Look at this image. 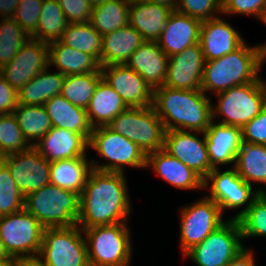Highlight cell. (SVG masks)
Segmentation results:
<instances>
[{
    "label": "cell",
    "instance_id": "6da1fadb",
    "mask_svg": "<svg viewBox=\"0 0 266 266\" xmlns=\"http://www.w3.org/2000/svg\"><path fill=\"white\" fill-rule=\"evenodd\" d=\"M125 173L92 169L80 194L77 225L94 226L128 223L131 202Z\"/></svg>",
    "mask_w": 266,
    "mask_h": 266
},
{
    "label": "cell",
    "instance_id": "7a4b0ae2",
    "mask_svg": "<svg viewBox=\"0 0 266 266\" xmlns=\"http://www.w3.org/2000/svg\"><path fill=\"white\" fill-rule=\"evenodd\" d=\"M153 107L165 131L183 130L200 134L212 120V102L201 89L180 90L166 86L154 89Z\"/></svg>",
    "mask_w": 266,
    "mask_h": 266
},
{
    "label": "cell",
    "instance_id": "3957f363",
    "mask_svg": "<svg viewBox=\"0 0 266 266\" xmlns=\"http://www.w3.org/2000/svg\"><path fill=\"white\" fill-rule=\"evenodd\" d=\"M263 65L262 44L248 46L244 42L221 58L205 61L201 90L216 95L234 86L257 82Z\"/></svg>",
    "mask_w": 266,
    "mask_h": 266
},
{
    "label": "cell",
    "instance_id": "277c9868",
    "mask_svg": "<svg viewBox=\"0 0 266 266\" xmlns=\"http://www.w3.org/2000/svg\"><path fill=\"white\" fill-rule=\"evenodd\" d=\"M80 195L49 183L24 197V209L45 228L77 225Z\"/></svg>",
    "mask_w": 266,
    "mask_h": 266
},
{
    "label": "cell",
    "instance_id": "5b68a950",
    "mask_svg": "<svg viewBox=\"0 0 266 266\" xmlns=\"http://www.w3.org/2000/svg\"><path fill=\"white\" fill-rule=\"evenodd\" d=\"M216 96L218 102L212 104V120L221 116L217 123L242 128L266 106V81L260 77L257 82L234 86Z\"/></svg>",
    "mask_w": 266,
    "mask_h": 266
},
{
    "label": "cell",
    "instance_id": "8992f818",
    "mask_svg": "<svg viewBox=\"0 0 266 266\" xmlns=\"http://www.w3.org/2000/svg\"><path fill=\"white\" fill-rule=\"evenodd\" d=\"M90 266H129L131 233L127 223L83 229Z\"/></svg>",
    "mask_w": 266,
    "mask_h": 266
},
{
    "label": "cell",
    "instance_id": "52a82bcc",
    "mask_svg": "<svg viewBox=\"0 0 266 266\" xmlns=\"http://www.w3.org/2000/svg\"><path fill=\"white\" fill-rule=\"evenodd\" d=\"M107 127L137 144L146 156L163 148L165 128L153 105L128 108Z\"/></svg>",
    "mask_w": 266,
    "mask_h": 266
},
{
    "label": "cell",
    "instance_id": "ba28073f",
    "mask_svg": "<svg viewBox=\"0 0 266 266\" xmlns=\"http://www.w3.org/2000/svg\"><path fill=\"white\" fill-rule=\"evenodd\" d=\"M88 147L107 160V163L99 164L91 159L92 169L124 173L125 166L146 168L147 156L139 146L107 126L93 128Z\"/></svg>",
    "mask_w": 266,
    "mask_h": 266
},
{
    "label": "cell",
    "instance_id": "9c48e42d",
    "mask_svg": "<svg viewBox=\"0 0 266 266\" xmlns=\"http://www.w3.org/2000/svg\"><path fill=\"white\" fill-rule=\"evenodd\" d=\"M37 258L46 266H90L83 230L78 225L45 228Z\"/></svg>",
    "mask_w": 266,
    "mask_h": 266
},
{
    "label": "cell",
    "instance_id": "30bf717a",
    "mask_svg": "<svg viewBox=\"0 0 266 266\" xmlns=\"http://www.w3.org/2000/svg\"><path fill=\"white\" fill-rule=\"evenodd\" d=\"M45 227L25 209L0 217V238L14 259L38 257Z\"/></svg>",
    "mask_w": 266,
    "mask_h": 266
},
{
    "label": "cell",
    "instance_id": "8fae6325",
    "mask_svg": "<svg viewBox=\"0 0 266 266\" xmlns=\"http://www.w3.org/2000/svg\"><path fill=\"white\" fill-rule=\"evenodd\" d=\"M237 219L229 218L184 256L197 266H227L245 248Z\"/></svg>",
    "mask_w": 266,
    "mask_h": 266
},
{
    "label": "cell",
    "instance_id": "7c38bea8",
    "mask_svg": "<svg viewBox=\"0 0 266 266\" xmlns=\"http://www.w3.org/2000/svg\"><path fill=\"white\" fill-rule=\"evenodd\" d=\"M219 169L214 168L204 179L203 187L210 188V195L206 197L217 203L222 213L226 209H238L245 205L241 211L231 217L237 219L251 206L253 199L259 193H266V189L260 186L253 190V186L246 183L234 167L223 172Z\"/></svg>",
    "mask_w": 266,
    "mask_h": 266
},
{
    "label": "cell",
    "instance_id": "4fadbf2b",
    "mask_svg": "<svg viewBox=\"0 0 266 266\" xmlns=\"http://www.w3.org/2000/svg\"><path fill=\"white\" fill-rule=\"evenodd\" d=\"M180 212L179 245L183 256L227 221L219 205L206 196L182 207Z\"/></svg>",
    "mask_w": 266,
    "mask_h": 266
},
{
    "label": "cell",
    "instance_id": "5bb4252c",
    "mask_svg": "<svg viewBox=\"0 0 266 266\" xmlns=\"http://www.w3.org/2000/svg\"><path fill=\"white\" fill-rule=\"evenodd\" d=\"M4 164L24 197L50 183V163L33 146L5 155Z\"/></svg>",
    "mask_w": 266,
    "mask_h": 266
},
{
    "label": "cell",
    "instance_id": "9a60e30c",
    "mask_svg": "<svg viewBox=\"0 0 266 266\" xmlns=\"http://www.w3.org/2000/svg\"><path fill=\"white\" fill-rule=\"evenodd\" d=\"M199 138L191 131H165L163 149L190 167L203 180L213 170L206 147V136Z\"/></svg>",
    "mask_w": 266,
    "mask_h": 266
},
{
    "label": "cell",
    "instance_id": "2e32d148",
    "mask_svg": "<svg viewBox=\"0 0 266 266\" xmlns=\"http://www.w3.org/2000/svg\"><path fill=\"white\" fill-rule=\"evenodd\" d=\"M49 44L30 38L0 74L17 91L49 66Z\"/></svg>",
    "mask_w": 266,
    "mask_h": 266
},
{
    "label": "cell",
    "instance_id": "e0dca14e",
    "mask_svg": "<svg viewBox=\"0 0 266 266\" xmlns=\"http://www.w3.org/2000/svg\"><path fill=\"white\" fill-rule=\"evenodd\" d=\"M102 78L110 85L129 107L153 105L154 90L126 64L100 67Z\"/></svg>",
    "mask_w": 266,
    "mask_h": 266
},
{
    "label": "cell",
    "instance_id": "ac0fdd59",
    "mask_svg": "<svg viewBox=\"0 0 266 266\" xmlns=\"http://www.w3.org/2000/svg\"><path fill=\"white\" fill-rule=\"evenodd\" d=\"M205 58L200 42L169 57L164 86L180 90H199Z\"/></svg>",
    "mask_w": 266,
    "mask_h": 266
},
{
    "label": "cell",
    "instance_id": "d6986e66",
    "mask_svg": "<svg viewBox=\"0 0 266 266\" xmlns=\"http://www.w3.org/2000/svg\"><path fill=\"white\" fill-rule=\"evenodd\" d=\"M244 42L239 32L220 16L202 21L200 45L205 61L221 58L235 51Z\"/></svg>",
    "mask_w": 266,
    "mask_h": 266
},
{
    "label": "cell",
    "instance_id": "ffe728a7",
    "mask_svg": "<svg viewBox=\"0 0 266 266\" xmlns=\"http://www.w3.org/2000/svg\"><path fill=\"white\" fill-rule=\"evenodd\" d=\"M202 21L173 10L162 30L158 46L170 57L200 42Z\"/></svg>",
    "mask_w": 266,
    "mask_h": 266
},
{
    "label": "cell",
    "instance_id": "44dd1931",
    "mask_svg": "<svg viewBox=\"0 0 266 266\" xmlns=\"http://www.w3.org/2000/svg\"><path fill=\"white\" fill-rule=\"evenodd\" d=\"M206 147L211 167L232 164L235 166L238 151L242 145V129L212 121L206 131Z\"/></svg>",
    "mask_w": 266,
    "mask_h": 266
},
{
    "label": "cell",
    "instance_id": "7402d4cb",
    "mask_svg": "<svg viewBox=\"0 0 266 266\" xmlns=\"http://www.w3.org/2000/svg\"><path fill=\"white\" fill-rule=\"evenodd\" d=\"M89 141L79 133L52 127L33 147L49 163L86 155Z\"/></svg>",
    "mask_w": 266,
    "mask_h": 266
},
{
    "label": "cell",
    "instance_id": "603a6c76",
    "mask_svg": "<svg viewBox=\"0 0 266 266\" xmlns=\"http://www.w3.org/2000/svg\"><path fill=\"white\" fill-rule=\"evenodd\" d=\"M146 168H152L155 174L177 189H204V180L163 148L147 155Z\"/></svg>",
    "mask_w": 266,
    "mask_h": 266
},
{
    "label": "cell",
    "instance_id": "cb8c5ba5",
    "mask_svg": "<svg viewBox=\"0 0 266 266\" xmlns=\"http://www.w3.org/2000/svg\"><path fill=\"white\" fill-rule=\"evenodd\" d=\"M169 57L157 42L144 43L131 55L126 65L138 73L154 90L163 86L167 76Z\"/></svg>",
    "mask_w": 266,
    "mask_h": 266
},
{
    "label": "cell",
    "instance_id": "d4e9b609",
    "mask_svg": "<svg viewBox=\"0 0 266 266\" xmlns=\"http://www.w3.org/2000/svg\"><path fill=\"white\" fill-rule=\"evenodd\" d=\"M173 10L148 1L135 2L129 6V24L144 41L156 42Z\"/></svg>",
    "mask_w": 266,
    "mask_h": 266
},
{
    "label": "cell",
    "instance_id": "484cf974",
    "mask_svg": "<svg viewBox=\"0 0 266 266\" xmlns=\"http://www.w3.org/2000/svg\"><path fill=\"white\" fill-rule=\"evenodd\" d=\"M52 127L63 128L82 134L88 141L93 132L86 109L71 104L62 95L54 96L44 103Z\"/></svg>",
    "mask_w": 266,
    "mask_h": 266
},
{
    "label": "cell",
    "instance_id": "4316f807",
    "mask_svg": "<svg viewBox=\"0 0 266 266\" xmlns=\"http://www.w3.org/2000/svg\"><path fill=\"white\" fill-rule=\"evenodd\" d=\"M143 43L141 34L130 24L102 36V66L126 64Z\"/></svg>",
    "mask_w": 266,
    "mask_h": 266
},
{
    "label": "cell",
    "instance_id": "83f0119b",
    "mask_svg": "<svg viewBox=\"0 0 266 266\" xmlns=\"http://www.w3.org/2000/svg\"><path fill=\"white\" fill-rule=\"evenodd\" d=\"M49 67L55 66L65 76L101 72L99 62L90 54L73 49L60 41L49 44Z\"/></svg>",
    "mask_w": 266,
    "mask_h": 266
},
{
    "label": "cell",
    "instance_id": "f1b7e54d",
    "mask_svg": "<svg viewBox=\"0 0 266 266\" xmlns=\"http://www.w3.org/2000/svg\"><path fill=\"white\" fill-rule=\"evenodd\" d=\"M129 107L120 95L102 78L86 108L93 128L107 126L117 115Z\"/></svg>",
    "mask_w": 266,
    "mask_h": 266
},
{
    "label": "cell",
    "instance_id": "f546056e",
    "mask_svg": "<svg viewBox=\"0 0 266 266\" xmlns=\"http://www.w3.org/2000/svg\"><path fill=\"white\" fill-rule=\"evenodd\" d=\"M91 170L87 156L54 161L50 163V183L80 195Z\"/></svg>",
    "mask_w": 266,
    "mask_h": 266
},
{
    "label": "cell",
    "instance_id": "4dcf8cb0",
    "mask_svg": "<svg viewBox=\"0 0 266 266\" xmlns=\"http://www.w3.org/2000/svg\"><path fill=\"white\" fill-rule=\"evenodd\" d=\"M64 79L65 75L59 71L50 73L48 66L18 91V103L44 105L47 100L60 95Z\"/></svg>",
    "mask_w": 266,
    "mask_h": 266
},
{
    "label": "cell",
    "instance_id": "1f68e13d",
    "mask_svg": "<svg viewBox=\"0 0 266 266\" xmlns=\"http://www.w3.org/2000/svg\"><path fill=\"white\" fill-rule=\"evenodd\" d=\"M234 168L249 185L266 184V145L242 142Z\"/></svg>",
    "mask_w": 266,
    "mask_h": 266
},
{
    "label": "cell",
    "instance_id": "d6a6232c",
    "mask_svg": "<svg viewBox=\"0 0 266 266\" xmlns=\"http://www.w3.org/2000/svg\"><path fill=\"white\" fill-rule=\"evenodd\" d=\"M129 6L126 0H106L92 7L90 23L104 36L129 24Z\"/></svg>",
    "mask_w": 266,
    "mask_h": 266
},
{
    "label": "cell",
    "instance_id": "836d02e7",
    "mask_svg": "<svg viewBox=\"0 0 266 266\" xmlns=\"http://www.w3.org/2000/svg\"><path fill=\"white\" fill-rule=\"evenodd\" d=\"M59 41L73 49L92 55L102 66V35L90 22L68 24Z\"/></svg>",
    "mask_w": 266,
    "mask_h": 266
},
{
    "label": "cell",
    "instance_id": "e575fe53",
    "mask_svg": "<svg viewBox=\"0 0 266 266\" xmlns=\"http://www.w3.org/2000/svg\"><path fill=\"white\" fill-rule=\"evenodd\" d=\"M13 114L17 118L24 137L31 146H34L52 128L44 105L18 104Z\"/></svg>",
    "mask_w": 266,
    "mask_h": 266
},
{
    "label": "cell",
    "instance_id": "d590c367",
    "mask_svg": "<svg viewBox=\"0 0 266 266\" xmlns=\"http://www.w3.org/2000/svg\"><path fill=\"white\" fill-rule=\"evenodd\" d=\"M68 24L58 0H43L37 30L31 38L47 44L59 41Z\"/></svg>",
    "mask_w": 266,
    "mask_h": 266
},
{
    "label": "cell",
    "instance_id": "8d00e7d4",
    "mask_svg": "<svg viewBox=\"0 0 266 266\" xmlns=\"http://www.w3.org/2000/svg\"><path fill=\"white\" fill-rule=\"evenodd\" d=\"M101 79V72L65 76L60 95L71 104L86 109Z\"/></svg>",
    "mask_w": 266,
    "mask_h": 266
},
{
    "label": "cell",
    "instance_id": "74e56055",
    "mask_svg": "<svg viewBox=\"0 0 266 266\" xmlns=\"http://www.w3.org/2000/svg\"><path fill=\"white\" fill-rule=\"evenodd\" d=\"M31 37L12 18L0 20V69L16 56L20 48Z\"/></svg>",
    "mask_w": 266,
    "mask_h": 266
},
{
    "label": "cell",
    "instance_id": "f35d334b",
    "mask_svg": "<svg viewBox=\"0 0 266 266\" xmlns=\"http://www.w3.org/2000/svg\"><path fill=\"white\" fill-rule=\"evenodd\" d=\"M237 221L242 239L266 237V193H259Z\"/></svg>",
    "mask_w": 266,
    "mask_h": 266
},
{
    "label": "cell",
    "instance_id": "ab89813d",
    "mask_svg": "<svg viewBox=\"0 0 266 266\" xmlns=\"http://www.w3.org/2000/svg\"><path fill=\"white\" fill-rule=\"evenodd\" d=\"M32 146L24 137L16 116L11 114L0 115V153L7 155L23 152Z\"/></svg>",
    "mask_w": 266,
    "mask_h": 266
},
{
    "label": "cell",
    "instance_id": "60d3db41",
    "mask_svg": "<svg viewBox=\"0 0 266 266\" xmlns=\"http://www.w3.org/2000/svg\"><path fill=\"white\" fill-rule=\"evenodd\" d=\"M24 209V196L5 164L0 168V217Z\"/></svg>",
    "mask_w": 266,
    "mask_h": 266
},
{
    "label": "cell",
    "instance_id": "b9f144b4",
    "mask_svg": "<svg viewBox=\"0 0 266 266\" xmlns=\"http://www.w3.org/2000/svg\"><path fill=\"white\" fill-rule=\"evenodd\" d=\"M175 10L200 21L210 20L222 14V0H178Z\"/></svg>",
    "mask_w": 266,
    "mask_h": 266
},
{
    "label": "cell",
    "instance_id": "7bdbcfd3",
    "mask_svg": "<svg viewBox=\"0 0 266 266\" xmlns=\"http://www.w3.org/2000/svg\"><path fill=\"white\" fill-rule=\"evenodd\" d=\"M43 0H19L12 17L31 37L37 30Z\"/></svg>",
    "mask_w": 266,
    "mask_h": 266
},
{
    "label": "cell",
    "instance_id": "ee69618b",
    "mask_svg": "<svg viewBox=\"0 0 266 266\" xmlns=\"http://www.w3.org/2000/svg\"><path fill=\"white\" fill-rule=\"evenodd\" d=\"M266 11V0H222V14L255 16L260 21Z\"/></svg>",
    "mask_w": 266,
    "mask_h": 266
},
{
    "label": "cell",
    "instance_id": "f6af8a7d",
    "mask_svg": "<svg viewBox=\"0 0 266 266\" xmlns=\"http://www.w3.org/2000/svg\"><path fill=\"white\" fill-rule=\"evenodd\" d=\"M58 3L69 24L90 22L92 6L88 0H58Z\"/></svg>",
    "mask_w": 266,
    "mask_h": 266
},
{
    "label": "cell",
    "instance_id": "bcb514c9",
    "mask_svg": "<svg viewBox=\"0 0 266 266\" xmlns=\"http://www.w3.org/2000/svg\"><path fill=\"white\" fill-rule=\"evenodd\" d=\"M241 129L243 142L266 145V106Z\"/></svg>",
    "mask_w": 266,
    "mask_h": 266
},
{
    "label": "cell",
    "instance_id": "7dc6e473",
    "mask_svg": "<svg viewBox=\"0 0 266 266\" xmlns=\"http://www.w3.org/2000/svg\"><path fill=\"white\" fill-rule=\"evenodd\" d=\"M18 104V91L0 74V115L14 113Z\"/></svg>",
    "mask_w": 266,
    "mask_h": 266
},
{
    "label": "cell",
    "instance_id": "c3c4849f",
    "mask_svg": "<svg viewBox=\"0 0 266 266\" xmlns=\"http://www.w3.org/2000/svg\"><path fill=\"white\" fill-rule=\"evenodd\" d=\"M254 251L245 247L242 249L227 266H255Z\"/></svg>",
    "mask_w": 266,
    "mask_h": 266
},
{
    "label": "cell",
    "instance_id": "681fc988",
    "mask_svg": "<svg viewBox=\"0 0 266 266\" xmlns=\"http://www.w3.org/2000/svg\"><path fill=\"white\" fill-rule=\"evenodd\" d=\"M19 0H0V18L13 17Z\"/></svg>",
    "mask_w": 266,
    "mask_h": 266
},
{
    "label": "cell",
    "instance_id": "f907efd6",
    "mask_svg": "<svg viewBox=\"0 0 266 266\" xmlns=\"http://www.w3.org/2000/svg\"><path fill=\"white\" fill-rule=\"evenodd\" d=\"M16 266H46L37 257L27 259H16Z\"/></svg>",
    "mask_w": 266,
    "mask_h": 266
},
{
    "label": "cell",
    "instance_id": "816d5d0a",
    "mask_svg": "<svg viewBox=\"0 0 266 266\" xmlns=\"http://www.w3.org/2000/svg\"><path fill=\"white\" fill-rule=\"evenodd\" d=\"M148 2L155 3V4H161L166 7H170L175 10L178 4V0H147Z\"/></svg>",
    "mask_w": 266,
    "mask_h": 266
},
{
    "label": "cell",
    "instance_id": "f5cc1de1",
    "mask_svg": "<svg viewBox=\"0 0 266 266\" xmlns=\"http://www.w3.org/2000/svg\"><path fill=\"white\" fill-rule=\"evenodd\" d=\"M2 259H14V258H11L8 255V253H7L6 249H5V246H4L3 242H2V239L0 238V260H2Z\"/></svg>",
    "mask_w": 266,
    "mask_h": 266
},
{
    "label": "cell",
    "instance_id": "db71d44e",
    "mask_svg": "<svg viewBox=\"0 0 266 266\" xmlns=\"http://www.w3.org/2000/svg\"><path fill=\"white\" fill-rule=\"evenodd\" d=\"M0 266H16V259H2Z\"/></svg>",
    "mask_w": 266,
    "mask_h": 266
},
{
    "label": "cell",
    "instance_id": "11a10c76",
    "mask_svg": "<svg viewBox=\"0 0 266 266\" xmlns=\"http://www.w3.org/2000/svg\"><path fill=\"white\" fill-rule=\"evenodd\" d=\"M106 0H88L89 4L92 6V7H95V6H98L100 5L101 3H104Z\"/></svg>",
    "mask_w": 266,
    "mask_h": 266
},
{
    "label": "cell",
    "instance_id": "9f6ffc18",
    "mask_svg": "<svg viewBox=\"0 0 266 266\" xmlns=\"http://www.w3.org/2000/svg\"><path fill=\"white\" fill-rule=\"evenodd\" d=\"M262 46H263V60L265 62L266 61V43L262 44Z\"/></svg>",
    "mask_w": 266,
    "mask_h": 266
},
{
    "label": "cell",
    "instance_id": "6f0895ef",
    "mask_svg": "<svg viewBox=\"0 0 266 266\" xmlns=\"http://www.w3.org/2000/svg\"><path fill=\"white\" fill-rule=\"evenodd\" d=\"M4 159H5V155L0 153V168L3 166L4 164Z\"/></svg>",
    "mask_w": 266,
    "mask_h": 266
},
{
    "label": "cell",
    "instance_id": "680465c9",
    "mask_svg": "<svg viewBox=\"0 0 266 266\" xmlns=\"http://www.w3.org/2000/svg\"><path fill=\"white\" fill-rule=\"evenodd\" d=\"M129 4L135 3V2H144L147 0H126Z\"/></svg>",
    "mask_w": 266,
    "mask_h": 266
},
{
    "label": "cell",
    "instance_id": "91938a15",
    "mask_svg": "<svg viewBox=\"0 0 266 266\" xmlns=\"http://www.w3.org/2000/svg\"><path fill=\"white\" fill-rule=\"evenodd\" d=\"M261 22H264V23L266 24V11H265V14H264V16H263Z\"/></svg>",
    "mask_w": 266,
    "mask_h": 266
}]
</instances>
